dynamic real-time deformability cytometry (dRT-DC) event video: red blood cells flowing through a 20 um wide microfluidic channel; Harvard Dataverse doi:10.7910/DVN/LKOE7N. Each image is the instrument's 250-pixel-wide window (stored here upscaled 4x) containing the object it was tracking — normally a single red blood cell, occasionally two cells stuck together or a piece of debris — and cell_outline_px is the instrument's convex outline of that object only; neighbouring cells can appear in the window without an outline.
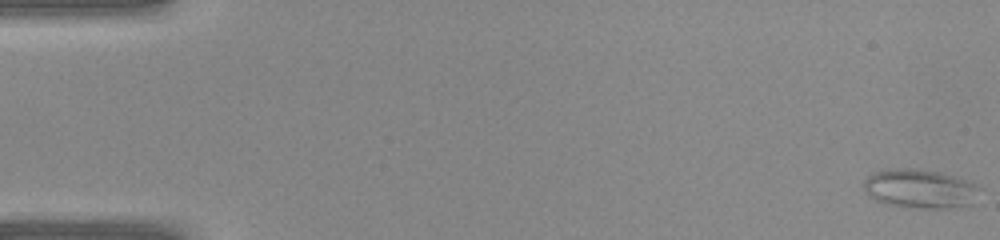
{"species": "common noctule bat (a hibernating species)", "species_latin": "Nyctalus noctula", "temperature_condition": "warm", "stored_images_in_passage": 43, "segment_of_instrument_passage": [1, 2], "camera_frame_rate_fps": 3000, "um_per_image_px": 0.085, "animal": {"sex": "female", "body_mass_g": 22.0, "forearm_length_mm": 56.7}, "frame": {"image": 1, "passage_image": 1, "time_ms": 0.0, "image_size_px": [1000, 240], "cell_outline_px": [[984, 188], [972, 204], [968, 208], [912, 208], [880, 204], [868, 196], [864, 188], [864, 180], [868, 176], [884, 168], [912, 168], [940, 172], [968, 180]], "centroid_in_image_um": [78.25, 16.07], "position_along_channel_um": 6.8, "area_um2": 27.34}}
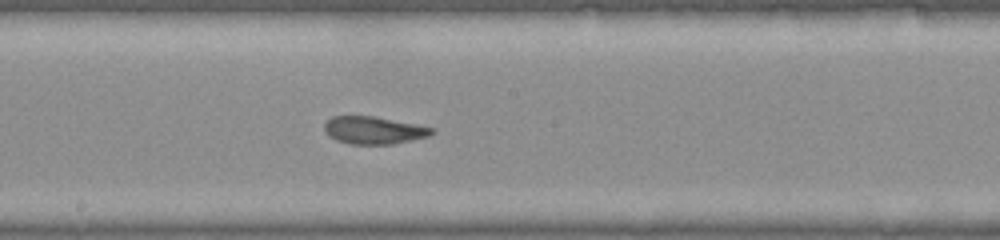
{"frame": {"image": 2, "passage_image": 23, "time_ms": 7.333, "image_size_px": [1000, 240], "cell_outline_px": [[436, 132], [428, 136], [412, 140], [392, 144], [348, 144], [336, 140], [328, 136], [324, 128], [324, 124], [332, 116], [376, 116], [436, 128]], "centroid_in_image_um": [31.79, 11.07], "position_along_channel_um": 216.4, "area_um2": 17.4}}
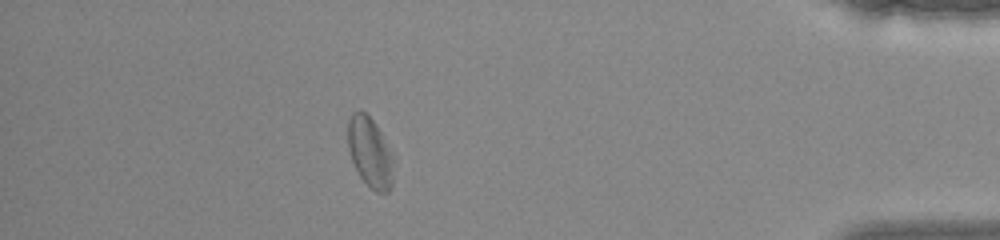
{"frame": {"image": 3, "passage_image": 37, "time_ms": 12.0, "image_size_px": [1000, 240], "cell_outline_px": [[392, 188], [388, 192], [376, 192], [360, 176], [352, 160], [348, 148], [348, 120], [352, 112], [360, 108], [376, 124], [380, 132], [388, 152], [392, 180]], "centroid_in_image_um": [31.37, 12.91], "position_along_channel_um": 403.8, "area_um2": 17.74}}